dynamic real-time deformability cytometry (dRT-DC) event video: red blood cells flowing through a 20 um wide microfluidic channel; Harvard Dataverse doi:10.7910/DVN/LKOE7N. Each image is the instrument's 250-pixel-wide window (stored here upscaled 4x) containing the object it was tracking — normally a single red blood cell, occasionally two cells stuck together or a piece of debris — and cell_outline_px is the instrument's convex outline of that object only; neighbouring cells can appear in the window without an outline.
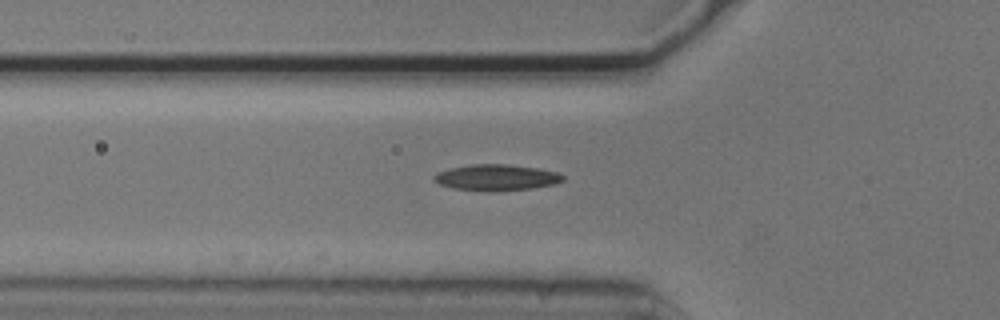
{"species": "common noctule bat (a hibernating species)", "species_latin": "Nyctalus noctula", "temperature_condition": "cold", "stored_images_in_passage": 34, "camera_frame_rate_fps": 3000, "um_per_image_px": 0.085, "animal": {"sex": "male", "body_mass_g": 20.5, "forearm_length_mm": 52.5}, "frame": {"image": 1, "passage_image": 2, "time_ms": 0.333, "image_size_px": [1000, 320], "cell_outline_px": [[564, 180], [556, 184], [532, 188], [456, 188], [440, 184], [432, 176], [436, 172], [448, 168], [472, 164], [508, 164], [540, 168], [556, 172], [564, 176]], "centroid_in_image_um": [42.23, 15.02], "position_along_channel_um": 83.6, "area_um2": 18.61}}
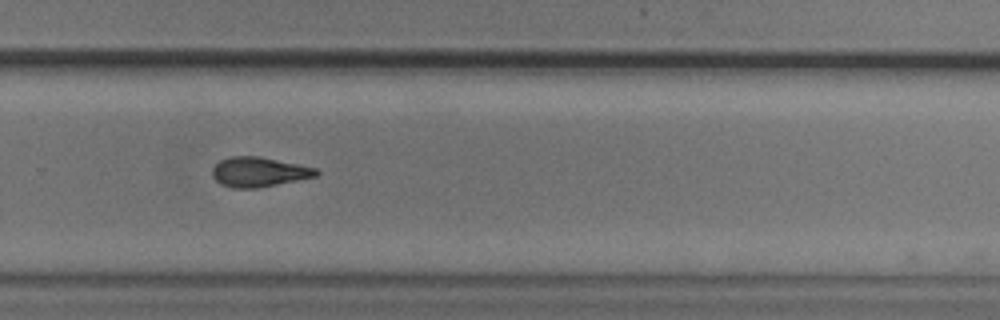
{"frame": {"image": 2, "passage_image": 20, "time_ms": 6.333, "image_size_px": [1000, 320], "cell_outline_px": [[320, 172], [316, 176], [256, 188], [232, 188], [220, 184], [212, 176], [212, 168], [220, 160], [232, 156], [260, 156], [316, 168]], "centroid_in_image_um": [21.97, 14.61], "position_along_channel_um": 307.8, "area_um2": 17.86}}
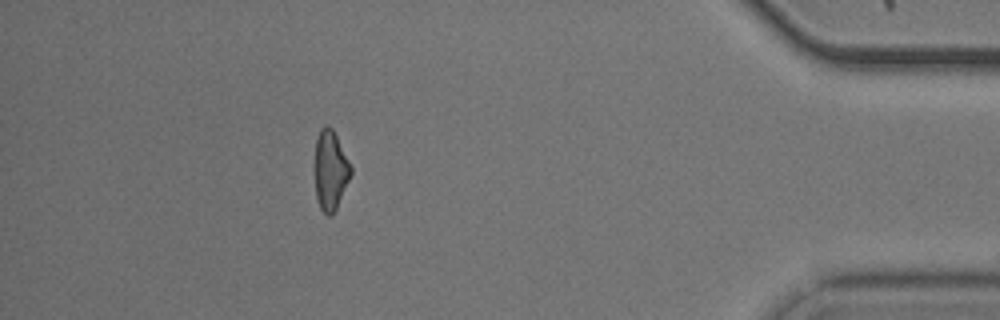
{"frame": {"image": 3, "passage_image": 32, "time_ms": 10.333, "image_size_px": [1000, 320], "cell_outline_px": [[352, 172], [336, 208], [332, 216], [328, 216], [320, 208], [316, 200], [316, 140], [320, 128], [328, 124], [332, 128], [352, 168]], "centroid_in_image_um": [28.08, 14.48], "position_along_channel_um": 407.1, "area_um2": 16.3}}